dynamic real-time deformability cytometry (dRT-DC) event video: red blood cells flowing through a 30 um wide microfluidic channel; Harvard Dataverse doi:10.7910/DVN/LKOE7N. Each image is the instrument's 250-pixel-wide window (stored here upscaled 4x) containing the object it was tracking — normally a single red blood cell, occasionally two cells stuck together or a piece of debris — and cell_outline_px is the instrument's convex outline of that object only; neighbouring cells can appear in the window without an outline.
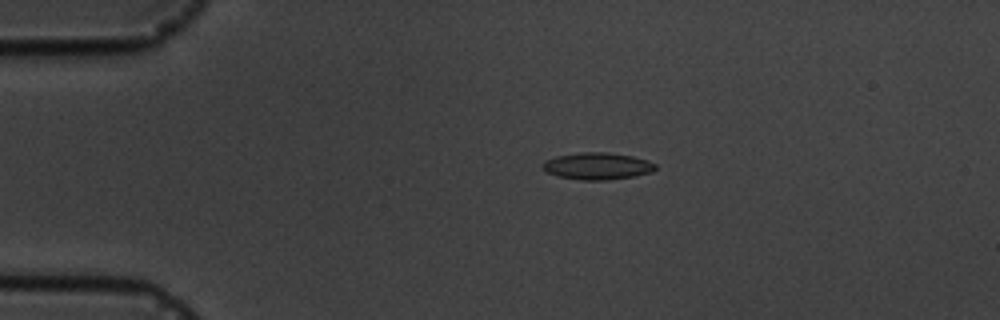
{"species": "common noctule bat (a hibernating species)", "species_latin": "Nyctalus noctula", "temperature_condition": "cold", "stored_images_in_passage": 5, "camera_frame_rate_fps": 3000, "um_per_image_px": 0.085, "animal": {"sex": "male", "body_mass_g": 19.5, "forearm_length_mm": 54.6}, "frame": {"image": 1, "passage_image": 3, "time_ms": 2.333, "image_size_px": [1000, 320], "cell_outline_px": [[656, 168], [652, 172], [636, 176], [608, 180], [580, 180], [556, 176], [548, 172], [540, 164], [544, 160], [556, 156], [580, 152], [608, 152], [632, 156], [648, 160], [656, 164]], "centroid_in_image_um": [50.78, 14.11], "position_along_channel_um": 34.2, "area_um2": 17.92}}
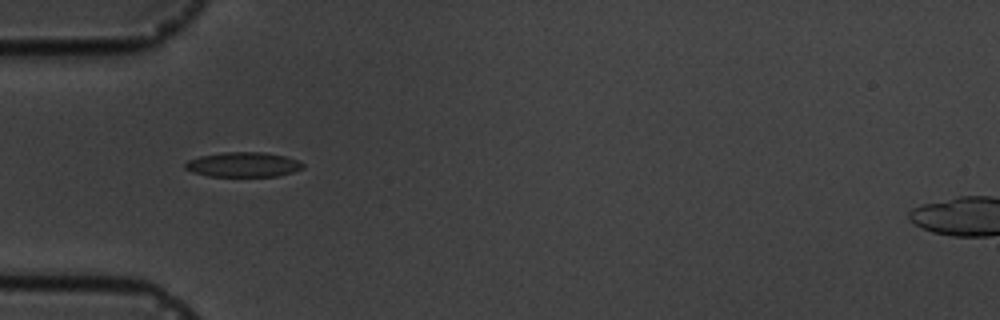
{"frame": {"image": 2, "passage_image": 4, "time_ms": 4.333, "image_size_px": [1000, 320], "cell_outline_px": [[304, 168], [292, 172], [276, 176], [208, 176], [192, 172], [184, 168], [184, 164], [188, 160], [200, 156], [224, 152], [264, 152], [284, 156], [300, 160], [304, 164]], "centroid_in_image_um": [20.68, 13.98], "position_along_channel_um": 64.3, "area_um2": 17.05}}
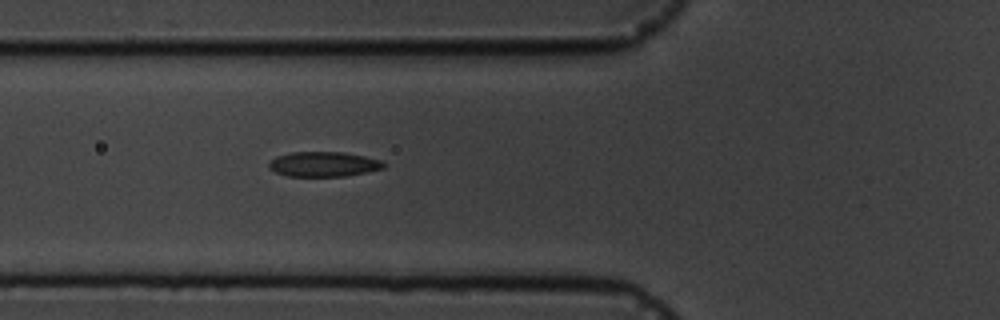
{"frame": {"image": 3, "passage_image": 5, "time_ms": 5.333, "image_size_px": [1000, 320], "cell_outline_px": [[384, 168], [344, 176], [288, 176], [276, 172], [268, 168], [268, 164], [276, 156], [292, 152], [344, 152], [384, 160]], "centroid_in_image_um": [27.5, 13.95], "position_along_channel_um": 98.3, "area_um2": 16.59}}